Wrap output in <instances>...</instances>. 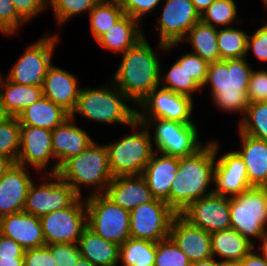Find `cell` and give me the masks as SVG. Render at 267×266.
<instances>
[{"mask_svg":"<svg viewBox=\"0 0 267 266\" xmlns=\"http://www.w3.org/2000/svg\"><path fill=\"white\" fill-rule=\"evenodd\" d=\"M191 266H219V261H216L214 257L193 262Z\"/></svg>","mask_w":267,"mask_h":266,"instance_id":"obj_55","label":"cell"},{"mask_svg":"<svg viewBox=\"0 0 267 266\" xmlns=\"http://www.w3.org/2000/svg\"><path fill=\"white\" fill-rule=\"evenodd\" d=\"M247 32L226 27L217 30L218 51L220 60L245 58L247 53Z\"/></svg>","mask_w":267,"mask_h":266,"instance_id":"obj_34","label":"cell"},{"mask_svg":"<svg viewBox=\"0 0 267 266\" xmlns=\"http://www.w3.org/2000/svg\"><path fill=\"white\" fill-rule=\"evenodd\" d=\"M58 40V34L48 35L28 45L6 79L22 85L42 86Z\"/></svg>","mask_w":267,"mask_h":266,"instance_id":"obj_10","label":"cell"},{"mask_svg":"<svg viewBox=\"0 0 267 266\" xmlns=\"http://www.w3.org/2000/svg\"><path fill=\"white\" fill-rule=\"evenodd\" d=\"M252 36H248L247 53L250 49L260 61H267V24L261 26Z\"/></svg>","mask_w":267,"mask_h":266,"instance_id":"obj_48","label":"cell"},{"mask_svg":"<svg viewBox=\"0 0 267 266\" xmlns=\"http://www.w3.org/2000/svg\"><path fill=\"white\" fill-rule=\"evenodd\" d=\"M163 81V88L171 90L181 95L192 98V93L202 89V87L186 71V62H175L166 75H162L160 68V80Z\"/></svg>","mask_w":267,"mask_h":266,"instance_id":"obj_36","label":"cell"},{"mask_svg":"<svg viewBox=\"0 0 267 266\" xmlns=\"http://www.w3.org/2000/svg\"><path fill=\"white\" fill-rule=\"evenodd\" d=\"M219 266H240L239 262H230V261H220L219 260Z\"/></svg>","mask_w":267,"mask_h":266,"instance_id":"obj_58","label":"cell"},{"mask_svg":"<svg viewBox=\"0 0 267 266\" xmlns=\"http://www.w3.org/2000/svg\"><path fill=\"white\" fill-rule=\"evenodd\" d=\"M88 14L91 31L96 40L125 15L120 4L102 2H98Z\"/></svg>","mask_w":267,"mask_h":266,"instance_id":"obj_35","label":"cell"},{"mask_svg":"<svg viewBox=\"0 0 267 266\" xmlns=\"http://www.w3.org/2000/svg\"><path fill=\"white\" fill-rule=\"evenodd\" d=\"M13 163L11 159L0 156V180Z\"/></svg>","mask_w":267,"mask_h":266,"instance_id":"obj_54","label":"cell"},{"mask_svg":"<svg viewBox=\"0 0 267 266\" xmlns=\"http://www.w3.org/2000/svg\"><path fill=\"white\" fill-rule=\"evenodd\" d=\"M177 62H186V71L201 87L206 79L209 63L192 52L182 55Z\"/></svg>","mask_w":267,"mask_h":266,"instance_id":"obj_45","label":"cell"},{"mask_svg":"<svg viewBox=\"0 0 267 266\" xmlns=\"http://www.w3.org/2000/svg\"><path fill=\"white\" fill-rule=\"evenodd\" d=\"M77 85V78L72 73L51 65L43 80V96L61 106L71 115L81 90Z\"/></svg>","mask_w":267,"mask_h":266,"instance_id":"obj_25","label":"cell"},{"mask_svg":"<svg viewBox=\"0 0 267 266\" xmlns=\"http://www.w3.org/2000/svg\"><path fill=\"white\" fill-rule=\"evenodd\" d=\"M249 103L267 102V70H253L247 88Z\"/></svg>","mask_w":267,"mask_h":266,"instance_id":"obj_44","label":"cell"},{"mask_svg":"<svg viewBox=\"0 0 267 266\" xmlns=\"http://www.w3.org/2000/svg\"><path fill=\"white\" fill-rule=\"evenodd\" d=\"M210 235L213 257L216 259V256L219 255L223 262H239L255 248L254 243L232 228L220 230Z\"/></svg>","mask_w":267,"mask_h":266,"instance_id":"obj_31","label":"cell"},{"mask_svg":"<svg viewBox=\"0 0 267 266\" xmlns=\"http://www.w3.org/2000/svg\"><path fill=\"white\" fill-rule=\"evenodd\" d=\"M181 215L192 225L214 233L231 228L230 197L212 193L192 202Z\"/></svg>","mask_w":267,"mask_h":266,"instance_id":"obj_16","label":"cell"},{"mask_svg":"<svg viewBox=\"0 0 267 266\" xmlns=\"http://www.w3.org/2000/svg\"><path fill=\"white\" fill-rule=\"evenodd\" d=\"M73 122V123H72ZM94 140L87 131L74 124L70 116L61 125L52 130V151L57 163L49 174H57L59 168L70 158L84 151Z\"/></svg>","mask_w":267,"mask_h":266,"instance_id":"obj_20","label":"cell"},{"mask_svg":"<svg viewBox=\"0 0 267 266\" xmlns=\"http://www.w3.org/2000/svg\"><path fill=\"white\" fill-rule=\"evenodd\" d=\"M213 192L225 197H234L251 188L247 168L236 151L225 153L216 158Z\"/></svg>","mask_w":267,"mask_h":266,"instance_id":"obj_18","label":"cell"},{"mask_svg":"<svg viewBox=\"0 0 267 266\" xmlns=\"http://www.w3.org/2000/svg\"><path fill=\"white\" fill-rule=\"evenodd\" d=\"M87 226L103 239L119 246L130 238V211L111 201L105 194L87 196Z\"/></svg>","mask_w":267,"mask_h":266,"instance_id":"obj_7","label":"cell"},{"mask_svg":"<svg viewBox=\"0 0 267 266\" xmlns=\"http://www.w3.org/2000/svg\"><path fill=\"white\" fill-rule=\"evenodd\" d=\"M261 241L263 242L262 246H259L258 248L267 255V231L266 229L264 230V234H263Z\"/></svg>","mask_w":267,"mask_h":266,"instance_id":"obj_56","label":"cell"},{"mask_svg":"<svg viewBox=\"0 0 267 266\" xmlns=\"http://www.w3.org/2000/svg\"><path fill=\"white\" fill-rule=\"evenodd\" d=\"M18 15L28 22L38 15L43 9L49 7L48 0H11Z\"/></svg>","mask_w":267,"mask_h":266,"instance_id":"obj_49","label":"cell"},{"mask_svg":"<svg viewBox=\"0 0 267 266\" xmlns=\"http://www.w3.org/2000/svg\"><path fill=\"white\" fill-rule=\"evenodd\" d=\"M265 196H266V204H267V186H265Z\"/></svg>","mask_w":267,"mask_h":266,"instance_id":"obj_61","label":"cell"},{"mask_svg":"<svg viewBox=\"0 0 267 266\" xmlns=\"http://www.w3.org/2000/svg\"><path fill=\"white\" fill-rule=\"evenodd\" d=\"M111 82L109 88H81L76 107L70 116L75 119L76 114H82L91 121L130 126L136 120V108L125 103L124 100L130 99Z\"/></svg>","mask_w":267,"mask_h":266,"instance_id":"obj_4","label":"cell"},{"mask_svg":"<svg viewBox=\"0 0 267 266\" xmlns=\"http://www.w3.org/2000/svg\"><path fill=\"white\" fill-rule=\"evenodd\" d=\"M178 168L179 157L156 153L155 151L141 174L153 197L165 201L169 206L170 188L177 176Z\"/></svg>","mask_w":267,"mask_h":266,"instance_id":"obj_23","label":"cell"},{"mask_svg":"<svg viewBox=\"0 0 267 266\" xmlns=\"http://www.w3.org/2000/svg\"><path fill=\"white\" fill-rule=\"evenodd\" d=\"M177 213L165 202L154 199L130 211V237L158 242L169 237Z\"/></svg>","mask_w":267,"mask_h":266,"instance_id":"obj_13","label":"cell"},{"mask_svg":"<svg viewBox=\"0 0 267 266\" xmlns=\"http://www.w3.org/2000/svg\"><path fill=\"white\" fill-rule=\"evenodd\" d=\"M81 257L97 266L118 265L120 246L103 239L88 226L78 241Z\"/></svg>","mask_w":267,"mask_h":266,"instance_id":"obj_29","label":"cell"},{"mask_svg":"<svg viewBox=\"0 0 267 266\" xmlns=\"http://www.w3.org/2000/svg\"><path fill=\"white\" fill-rule=\"evenodd\" d=\"M0 266H24V258H0Z\"/></svg>","mask_w":267,"mask_h":266,"instance_id":"obj_53","label":"cell"},{"mask_svg":"<svg viewBox=\"0 0 267 266\" xmlns=\"http://www.w3.org/2000/svg\"><path fill=\"white\" fill-rule=\"evenodd\" d=\"M6 117L7 115L4 112L3 106L1 104V99H0V122L3 121Z\"/></svg>","mask_w":267,"mask_h":266,"instance_id":"obj_59","label":"cell"},{"mask_svg":"<svg viewBox=\"0 0 267 266\" xmlns=\"http://www.w3.org/2000/svg\"><path fill=\"white\" fill-rule=\"evenodd\" d=\"M20 126H33L53 130L70 117L61 106L45 96L26 107L18 116Z\"/></svg>","mask_w":267,"mask_h":266,"instance_id":"obj_27","label":"cell"},{"mask_svg":"<svg viewBox=\"0 0 267 266\" xmlns=\"http://www.w3.org/2000/svg\"><path fill=\"white\" fill-rule=\"evenodd\" d=\"M252 71L246 57L209 63L202 89L211 85L212 99L219 109L241 112L244 116L249 105L247 88Z\"/></svg>","mask_w":267,"mask_h":266,"instance_id":"obj_3","label":"cell"},{"mask_svg":"<svg viewBox=\"0 0 267 266\" xmlns=\"http://www.w3.org/2000/svg\"><path fill=\"white\" fill-rule=\"evenodd\" d=\"M159 89V90H158ZM136 119H165L184 124H194L191 119L193 100L163 87H156L137 105ZM148 116V117H147Z\"/></svg>","mask_w":267,"mask_h":266,"instance_id":"obj_14","label":"cell"},{"mask_svg":"<svg viewBox=\"0 0 267 266\" xmlns=\"http://www.w3.org/2000/svg\"><path fill=\"white\" fill-rule=\"evenodd\" d=\"M239 131L267 141V102L249 103L244 117L240 119Z\"/></svg>","mask_w":267,"mask_h":266,"instance_id":"obj_37","label":"cell"},{"mask_svg":"<svg viewBox=\"0 0 267 266\" xmlns=\"http://www.w3.org/2000/svg\"><path fill=\"white\" fill-rule=\"evenodd\" d=\"M219 144L209 141L190 156L179 157V168L170 188V207L181 214L192 202L211 195ZM211 182V183H210Z\"/></svg>","mask_w":267,"mask_h":266,"instance_id":"obj_1","label":"cell"},{"mask_svg":"<svg viewBox=\"0 0 267 266\" xmlns=\"http://www.w3.org/2000/svg\"><path fill=\"white\" fill-rule=\"evenodd\" d=\"M141 126L142 131L136 132L135 130L139 127L141 129ZM130 127L133 134L125 135L120 140L106 145L113 177L142 174L155 152L149 129L137 119Z\"/></svg>","mask_w":267,"mask_h":266,"instance_id":"obj_6","label":"cell"},{"mask_svg":"<svg viewBox=\"0 0 267 266\" xmlns=\"http://www.w3.org/2000/svg\"><path fill=\"white\" fill-rule=\"evenodd\" d=\"M160 62L144 36L123 53L114 84L137 106L160 86Z\"/></svg>","mask_w":267,"mask_h":266,"instance_id":"obj_2","label":"cell"},{"mask_svg":"<svg viewBox=\"0 0 267 266\" xmlns=\"http://www.w3.org/2000/svg\"><path fill=\"white\" fill-rule=\"evenodd\" d=\"M196 11L202 15L204 11L213 3L214 0H191Z\"/></svg>","mask_w":267,"mask_h":266,"instance_id":"obj_52","label":"cell"},{"mask_svg":"<svg viewBox=\"0 0 267 266\" xmlns=\"http://www.w3.org/2000/svg\"><path fill=\"white\" fill-rule=\"evenodd\" d=\"M99 2L102 3H116V4H120L122 3L123 0H98Z\"/></svg>","mask_w":267,"mask_h":266,"instance_id":"obj_60","label":"cell"},{"mask_svg":"<svg viewBox=\"0 0 267 266\" xmlns=\"http://www.w3.org/2000/svg\"><path fill=\"white\" fill-rule=\"evenodd\" d=\"M161 1L162 0H123L121 7L125 15H129L141 23L140 19L148 12H152Z\"/></svg>","mask_w":267,"mask_h":266,"instance_id":"obj_46","label":"cell"},{"mask_svg":"<svg viewBox=\"0 0 267 266\" xmlns=\"http://www.w3.org/2000/svg\"><path fill=\"white\" fill-rule=\"evenodd\" d=\"M54 257V266H75L81 258L78 243H53L47 245Z\"/></svg>","mask_w":267,"mask_h":266,"instance_id":"obj_42","label":"cell"},{"mask_svg":"<svg viewBox=\"0 0 267 266\" xmlns=\"http://www.w3.org/2000/svg\"><path fill=\"white\" fill-rule=\"evenodd\" d=\"M57 175L70 184L81 196L79 185L97 186L92 194H105L108 185L114 178L108 159L106 145L90 144L80 154L68 159L58 170Z\"/></svg>","mask_w":267,"mask_h":266,"instance_id":"obj_5","label":"cell"},{"mask_svg":"<svg viewBox=\"0 0 267 266\" xmlns=\"http://www.w3.org/2000/svg\"><path fill=\"white\" fill-rule=\"evenodd\" d=\"M231 228L253 243L262 240L267 223V204L264 187H251L230 197Z\"/></svg>","mask_w":267,"mask_h":266,"instance_id":"obj_8","label":"cell"},{"mask_svg":"<svg viewBox=\"0 0 267 266\" xmlns=\"http://www.w3.org/2000/svg\"><path fill=\"white\" fill-rule=\"evenodd\" d=\"M20 149L16 163L24 167L33 165L40 171L47 167L52 151V130L33 126L20 127Z\"/></svg>","mask_w":267,"mask_h":266,"instance_id":"obj_19","label":"cell"},{"mask_svg":"<svg viewBox=\"0 0 267 266\" xmlns=\"http://www.w3.org/2000/svg\"><path fill=\"white\" fill-rule=\"evenodd\" d=\"M198 21L200 14L191 0H167L157 22L159 48L163 51L174 48Z\"/></svg>","mask_w":267,"mask_h":266,"instance_id":"obj_15","label":"cell"},{"mask_svg":"<svg viewBox=\"0 0 267 266\" xmlns=\"http://www.w3.org/2000/svg\"><path fill=\"white\" fill-rule=\"evenodd\" d=\"M186 254L170 238L156 242L154 266H191Z\"/></svg>","mask_w":267,"mask_h":266,"instance_id":"obj_40","label":"cell"},{"mask_svg":"<svg viewBox=\"0 0 267 266\" xmlns=\"http://www.w3.org/2000/svg\"><path fill=\"white\" fill-rule=\"evenodd\" d=\"M79 197L70 207L53 211L40 217L46 245L53 243H78L87 227L85 201Z\"/></svg>","mask_w":267,"mask_h":266,"instance_id":"obj_11","label":"cell"},{"mask_svg":"<svg viewBox=\"0 0 267 266\" xmlns=\"http://www.w3.org/2000/svg\"><path fill=\"white\" fill-rule=\"evenodd\" d=\"M263 1V4H265V7L267 9V0H262Z\"/></svg>","mask_w":267,"mask_h":266,"instance_id":"obj_62","label":"cell"},{"mask_svg":"<svg viewBox=\"0 0 267 266\" xmlns=\"http://www.w3.org/2000/svg\"><path fill=\"white\" fill-rule=\"evenodd\" d=\"M169 237L192 263L213 257L210 233L192 225L181 214L173 217Z\"/></svg>","mask_w":267,"mask_h":266,"instance_id":"obj_17","label":"cell"},{"mask_svg":"<svg viewBox=\"0 0 267 266\" xmlns=\"http://www.w3.org/2000/svg\"><path fill=\"white\" fill-rule=\"evenodd\" d=\"M24 251L14 240L0 234V258H24Z\"/></svg>","mask_w":267,"mask_h":266,"instance_id":"obj_50","label":"cell"},{"mask_svg":"<svg viewBox=\"0 0 267 266\" xmlns=\"http://www.w3.org/2000/svg\"><path fill=\"white\" fill-rule=\"evenodd\" d=\"M140 27L139 21L124 15L96 41L107 50L124 53L144 37L145 33Z\"/></svg>","mask_w":267,"mask_h":266,"instance_id":"obj_30","label":"cell"},{"mask_svg":"<svg viewBox=\"0 0 267 266\" xmlns=\"http://www.w3.org/2000/svg\"><path fill=\"white\" fill-rule=\"evenodd\" d=\"M253 251L254 249L239 261L240 266H267V255L263 252H261L262 255H260Z\"/></svg>","mask_w":267,"mask_h":266,"instance_id":"obj_51","label":"cell"},{"mask_svg":"<svg viewBox=\"0 0 267 266\" xmlns=\"http://www.w3.org/2000/svg\"><path fill=\"white\" fill-rule=\"evenodd\" d=\"M237 15V7L234 0H214L202 13L200 20L215 28L217 25L225 27L234 22ZM217 24V25H215Z\"/></svg>","mask_w":267,"mask_h":266,"instance_id":"obj_39","label":"cell"},{"mask_svg":"<svg viewBox=\"0 0 267 266\" xmlns=\"http://www.w3.org/2000/svg\"><path fill=\"white\" fill-rule=\"evenodd\" d=\"M149 130L155 127L154 141L156 152L166 155L184 157L196 153L203 146L198 141V128L194 124H184L177 121L157 119H137Z\"/></svg>","mask_w":267,"mask_h":266,"instance_id":"obj_9","label":"cell"},{"mask_svg":"<svg viewBox=\"0 0 267 266\" xmlns=\"http://www.w3.org/2000/svg\"><path fill=\"white\" fill-rule=\"evenodd\" d=\"M0 73V99L7 116L17 117L26 107L43 96L42 86L22 85L2 78Z\"/></svg>","mask_w":267,"mask_h":266,"instance_id":"obj_28","label":"cell"},{"mask_svg":"<svg viewBox=\"0 0 267 266\" xmlns=\"http://www.w3.org/2000/svg\"><path fill=\"white\" fill-rule=\"evenodd\" d=\"M119 259L123 266H154L156 242L130 237L120 245Z\"/></svg>","mask_w":267,"mask_h":266,"instance_id":"obj_33","label":"cell"},{"mask_svg":"<svg viewBox=\"0 0 267 266\" xmlns=\"http://www.w3.org/2000/svg\"><path fill=\"white\" fill-rule=\"evenodd\" d=\"M0 234L11 238L25 250L46 245L40 218L24 211L2 216Z\"/></svg>","mask_w":267,"mask_h":266,"instance_id":"obj_22","label":"cell"},{"mask_svg":"<svg viewBox=\"0 0 267 266\" xmlns=\"http://www.w3.org/2000/svg\"><path fill=\"white\" fill-rule=\"evenodd\" d=\"M217 28L198 21L185 35L181 41L190 42L194 54L208 63L220 60L217 41Z\"/></svg>","mask_w":267,"mask_h":266,"instance_id":"obj_32","label":"cell"},{"mask_svg":"<svg viewBox=\"0 0 267 266\" xmlns=\"http://www.w3.org/2000/svg\"><path fill=\"white\" fill-rule=\"evenodd\" d=\"M75 266H97V265H94L93 263H91L90 261H88L87 259H84V258H80L78 260V262L76 263Z\"/></svg>","mask_w":267,"mask_h":266,"instance_id":"obj_57","label":"cell"},{"mask_svg":"<svg viewBox=\"0 0 267 266\" xmlns=\"http://www.w3.org/2000/svg\"><path fill=\"white\" fill-rule=\"evenodd\" d=\"M32 182L30 172H26L24 166L11 165L0 180V218L23 211Z\"/></svg>","mask_w":267,"mask_h":266,"instance_id":"obj_21","label":"cell"},{"mask_svg":"<svg viewBox=\"0 0 267 266\" xmlns=\"http://www.w3.org/2000/svg\"><path fill=\"white\" fill-rule=\"evenodd\" d=\"M25 21L16 12L11 0H0V31L4 35L17 33Z\"/></svg>","mask_w":267,"mask_h":266,"instance_id":"obj_43","label":"cell"},{"mask_svg":"<svg viewBox=\"0 0 267 266\" xmlns=\"http://www.w3.org/2000/svg\"><path fill=\"white\" fill-rule=\"evenodd\" d=\"M20 127L18 117L7 116L0 122V156L9 158L14 163L20 149Z\"/></svg>","mask_w":267,"mask_h":266,"instance_id":"obj_38","label":"cell"},{"mask_svg":"<svg viewBox=\"0 0 267 266\" xmlns=\"http://www.w3.org/2000/svg\"><path fill=\"white\" fill-rule=\"evenodd\" d=\"M98 2V0H48L60 26L71 17L90 11Z\"/></svg>","mask_w":267,"mask_h":266,"instance_id":"obj_41","label":"cell"},{"mask_svg":"<svg viewBox=\"0 0 267 266\" xmlns=\"http://www.w3.org/2000/svg\"><path fill=\"white\" fill-rule=\"evenodd\" d=\"M105 195L128 211L155 199L141 174L114 177L108 185Z\"/></svg>","mask_w":267,"mask_h":266,"instance_id":"obj_24","label":"cell"},{"mask_svg":"<svg viewBox=\"0 0 267 266\" xmlns=\"http://www.w3.org/2000/svg\"><path fill=\"white\" fill-rule=\"evenodd\" d=\"M241 149L237 154L243 159L251 187L267 186V141L239 131Z\"/></svg>","mask_w":267,"mask_h":266,"instance_id":"obj_26","label":"cell"},{"mask_svg":"<svg viewBox=\"0 0 267 266\" xmlns=\"http://www.w3.org/2000/svg\"><path fill=\"white\" fill-rule=\"evenodd\" d=\"M50 182H43L36 186L34 181L30 184L24 212L36 217H42L53 211L70 207L80 196L73 187L63 181L57 174H46ZM54 181H52V180Z\"/></svg>","mask_w":267,"mask_h":266,"instance_id":"obj_12","label":"cell"},{"mask_svg":"<svg viewBox=\"0 0 267 266\" xmlns=\"http://www.w3.org/2000/svg\"><path fill=\"white\" fill-rule=\"evenodd\" d=\"M24 266H54V257L50 248L45 245L26 249L24 251Z\"/></svg>","mask_w":267,"mask_h":266,"instance_id":"obj_47","label":"cell"}]
</instances>
